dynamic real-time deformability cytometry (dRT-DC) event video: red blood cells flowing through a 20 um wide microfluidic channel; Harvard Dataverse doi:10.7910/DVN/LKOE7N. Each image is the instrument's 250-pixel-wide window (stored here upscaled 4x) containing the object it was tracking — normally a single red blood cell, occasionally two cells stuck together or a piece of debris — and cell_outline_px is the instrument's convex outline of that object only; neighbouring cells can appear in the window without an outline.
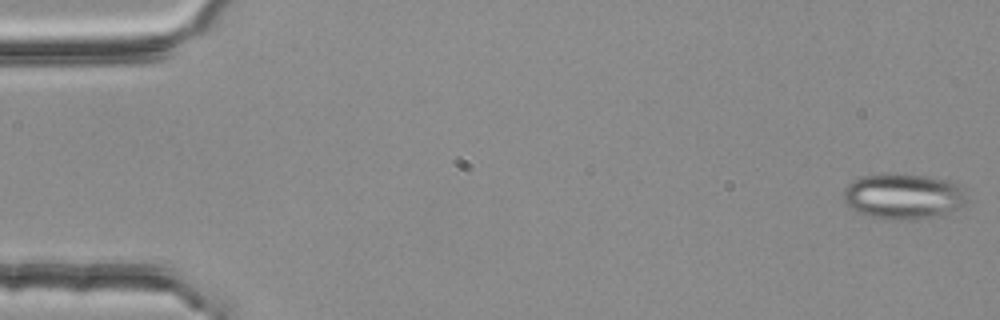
{"species": "common noctule bat (a hibernating species)", "species_latin": "Nyctalus noctula", "temperature_condition": "room temperature", "stored_images_in_passage": 55, "segment_of_instrument_passage": [1, 3], "camera_frame_rate_fps": 3000, "um_per_image_px": 0.085, "animal": {"sex": "female", "body_mass_g": 25.1}, "frame": {"image": 1, "passage_image": 1, "time_ms": 0.0, "image_size_px": [1000, 320], "cell_outline_px": [[964, 204], [940, 216], [916, 220], [892, 220], [872, 216], [860, 212], [852, 208], [844, 200], [844, 188], [848, 184], [860, 176], [884, 172], [888, 172], [928, 176], [948, 180], [956, 184], [964, 192]], "centroid_in_image_um": [76.75, 16.67], "position_along_channel_um": 8.3, "area_um2": 32.83}}